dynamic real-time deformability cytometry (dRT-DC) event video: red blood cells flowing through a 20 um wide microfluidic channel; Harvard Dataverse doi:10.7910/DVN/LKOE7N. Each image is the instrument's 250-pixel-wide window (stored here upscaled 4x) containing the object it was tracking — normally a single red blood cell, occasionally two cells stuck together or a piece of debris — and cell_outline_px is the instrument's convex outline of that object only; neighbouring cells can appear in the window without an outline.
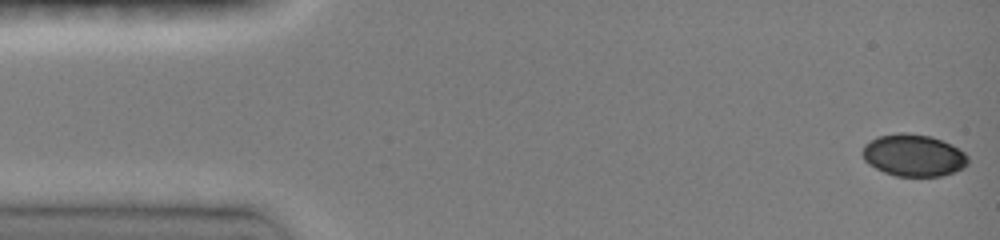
{"species": "common noctule bat (a hibernating species)", "species_latin": "Nyctalus noctula", "temperature_condition": "room temperature", "stored_images_in_passage": 18, "camera_frame_rate_fps": 3000, "um_per_image_px": 0.085, "animal": {"sex": "female", "body_mass_g": 19.0, "forearm_length_mm": 51.5}, "frame": {"image": 1, "passage_image": 1, "time_ms": 0.0, "image_size_px": [1000, 240], "cell_outline_px": [[968, 164], [964, 168], [940, 176], [896, 176], [884, 172], [868, 164], [864, 160], [860, 152], [864, 144], [876, 136], [896, 132], [904, 132], [932, 136], [952, 144], [964, 152], [968, 156]], "centroid_in_image_um": [77.62, 13.18], "position_along_channel_um": 7.4, "area_um2": 26.24}}
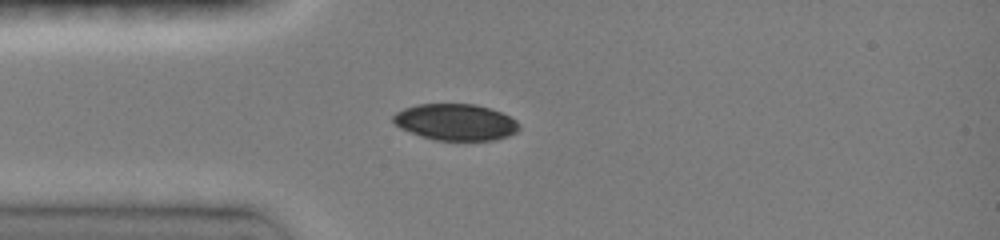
{"frame": {"image": 2, "passage_image": 10, "time_ms": 3.667, "image_size_px": [1000, 240], "cell_outline_px": [[520, 128], [516, 132], [508, 136], [496, 140], [436, 140], [420, 136], [400, 128], [392, 120], [392, 116], [396, 112], [404, 108], [416, 104], [476, 104], [500, 112], [516, 120], [520, 124]], "centroid_in_image_um": [38.72, 10.38], "position_along_channel_um": 46.3, "area_um2": 26.76}}
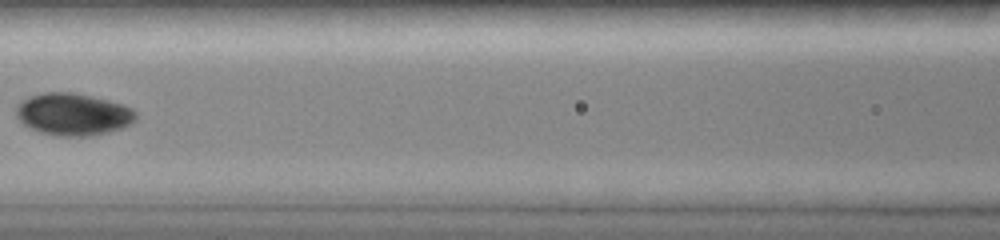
{"frame": {"image": 3, "passage_image": 17, "time_ms": 6.667, "image_size_px": [1000, 240], "cell_outline_px": [[136, 120], [120, 128], [108, 132], [92, 136], [56, 136], [40, 132], [24, 124], [16, 116], [16, 104], [20, 100], [44, 92], [72, 92], [92, 96], [124, 104], [132, 108], [136, 112]], "centroid_in_image_um": [6.21, 9.71], "position_along_channel_um": 160.4, "area_um2": 29.48}}